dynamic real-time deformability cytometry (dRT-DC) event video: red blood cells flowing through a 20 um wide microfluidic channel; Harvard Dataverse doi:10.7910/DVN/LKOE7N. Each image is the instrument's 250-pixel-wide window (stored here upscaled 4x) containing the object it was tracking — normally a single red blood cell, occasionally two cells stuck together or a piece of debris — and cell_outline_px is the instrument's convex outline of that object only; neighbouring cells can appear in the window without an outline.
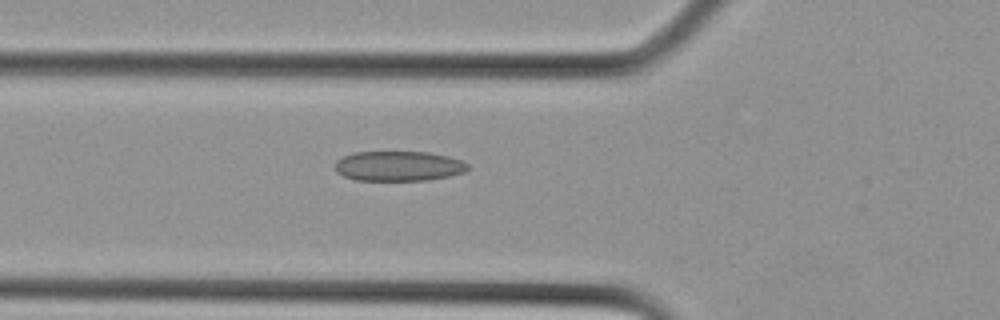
{"species": "Egyptian fruit bat (a non-hibernating species)", "species_latin": "Rousettus aegyptiacus", "temperature_condition": "cold", "stored_images_in_passage": 8, "camera_frame_rate_fps": 3000, "um_per_image_px": 0.085, "animal": {"sex": "female"}, "frame": {"image": 1, "passage_image": 6, "time_ms": 1.667, "image_size_px": [1000, 320], "cell_outline_px": [[472, 168], [464, 172], [448, 176], [428, 180], [356, 180], [344, 176], [336, 172], [336, 160], [344, 156], [356, 152], [428, 152], [448, 156], [460, 160], [468, 164]], "centroid_in_image_um": [33.9, 14.11], "position_along_channel_um": 91.9, "area_um2": 23.12}}
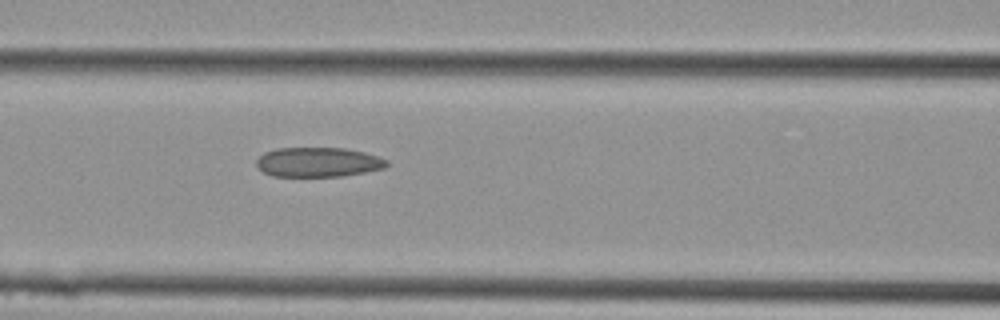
{"frame": {"image": 2, "passage_image": 8, "time_ms": 2.333, "image_size_px": [1000, 320], "cell_outline_px": [[388, 164], [384, 168], [344, 176], [272, 176], [256, 168], [256, 160], [264, 152], [276, 148], [344, 148], [364, 152], [388, 160]], "centroid_in_image_um": [27.01, 13.78], "position_along_channel_um": 139.6, "area_um2": 22.48}}